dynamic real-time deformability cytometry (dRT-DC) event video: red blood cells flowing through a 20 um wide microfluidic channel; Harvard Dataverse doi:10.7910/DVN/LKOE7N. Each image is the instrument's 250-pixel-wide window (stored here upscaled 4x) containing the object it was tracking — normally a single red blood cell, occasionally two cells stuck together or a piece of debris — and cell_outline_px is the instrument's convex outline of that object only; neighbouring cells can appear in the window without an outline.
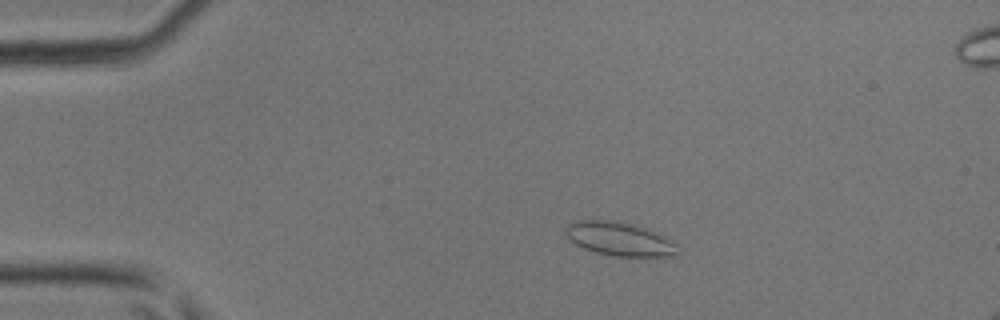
{"species": "common noctule bat (a hibernating species)", "species_latin": "Nyctalus noctula", "temperature_condition": "room temperature", "stored_images_in_passage": 45, "camera_frame_rate_fps": 3000, "um_per_image_px": 0.085, "animal": {"sex": "male", "body_mass_g": 17.9, "forearm_length_mm": 54.2}, "frame": {"image": 1, "passage_image": 8, "time_ms": 2.333, "image_size_px": [1000, 320], "cell_outline_px": [[676, 256], [616, 256], [596, 252], [584, 248], [576, 244], [564, 232], [568, 224], [576, 220], [612, 220], [632, 224], [668, 236], [676, 244]], "centroid_in_image_um": [52.67, 20.3], "position_along_channel_um": 32.3, "area_um2": 21.79}}
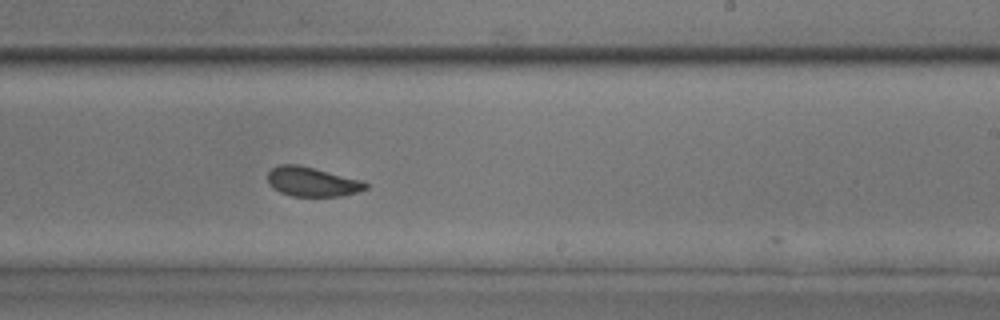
{"frame": {"image": 2, "passage_image": 27, "time_ms": 8.667, "image_size_px": [1000, 320], "cell_outline_px": [[368, 188], [344, 196], [292, 196], [280, 192], [272, 188], [268, 184], [268, 172], [272, 168], [280, 164], [296, 164], [364, 180], [368, 184]], "centroid_in_image_um": [26.54, 15.45], "position_along_channel_um": 262.5, "area_um2": 16.88}}
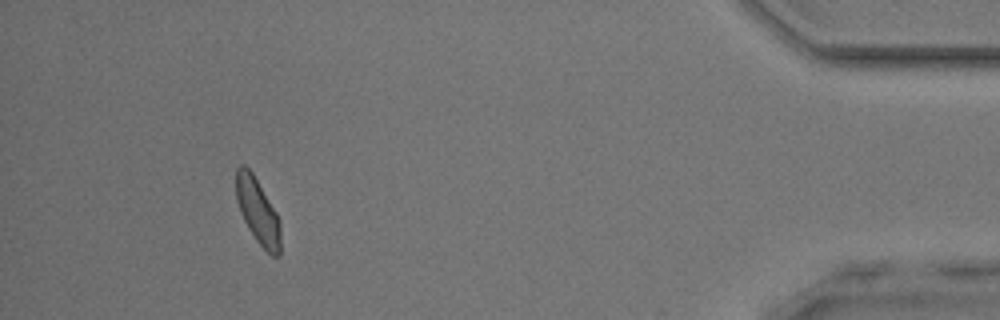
{"frame": {"image": 3, "passage_image": 41, "time_ms": 13.333, "image_size_px": [1000, 320], "cell_outline_px": [[280, 256], [272, 256], [256, 240], [248, 228], [240, 212], [236, 200], [236, 168], [240, 164], [244, 164], [252, 172], [276, 212], [280, 220]], "centroid_in_image_um": [21.9, 17.93], "position_along_channel_um": 413.3, "area_um2": 16.88}}